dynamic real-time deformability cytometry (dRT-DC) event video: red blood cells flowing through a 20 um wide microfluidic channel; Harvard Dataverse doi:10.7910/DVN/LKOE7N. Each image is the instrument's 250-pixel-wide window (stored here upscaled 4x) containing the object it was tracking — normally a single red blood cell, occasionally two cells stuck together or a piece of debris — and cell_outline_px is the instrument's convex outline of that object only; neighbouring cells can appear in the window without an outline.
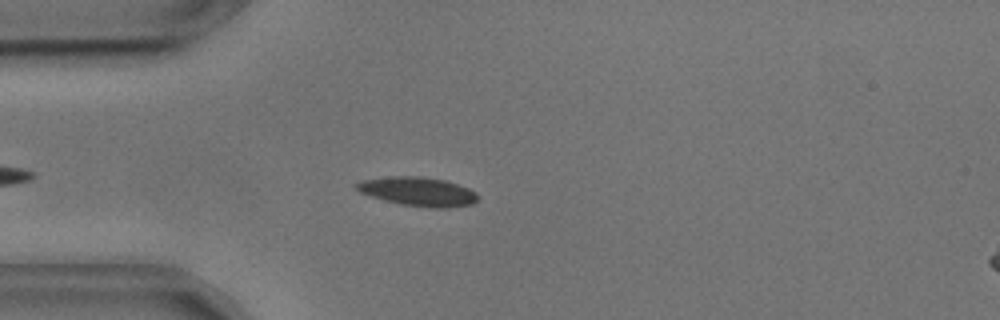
{"species": "common noctule bat (a hibernating species)", "species_latin": "Nyctalus noctula", "temperature_condition": "cold", "stored_images_in_passage": 24, "camera_frame_rate_fps": 3000, "um_per_image_px": 0.085, "animal": {"sex": "male", "body_mass_g": 17.9, "forearm_length_mm": 54.2}, "frame": {"image": 1, "passage_image": 2, "time_ms": 0.333, "image_size_px": [1000, 320], "cell_outline_px": [[476, 200], [472, 204], [448, 208], [432, 208], [400, 204], [384, 200], [360, 192], [352, 188], [352, 184], [360, 180], [392, 176], [420, 176], [444, 180], [468, 188], [476, 192]], "centroid_in_image_um": [35.46, 16.27], "position_along_channel_um": 49.5, "area_um2": 20.52}}
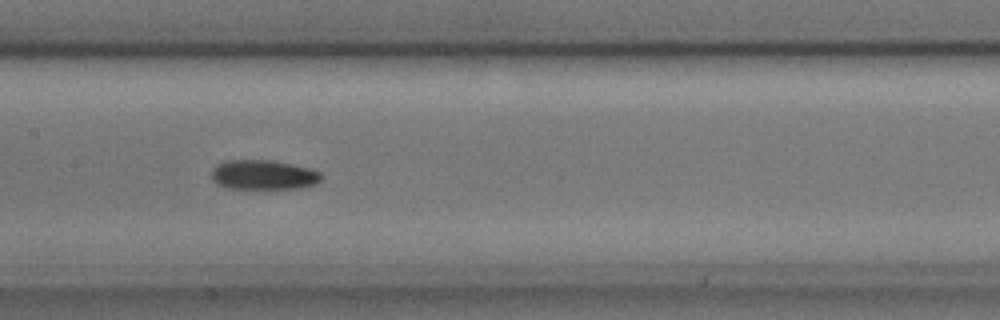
{"frame": {"image": 2, "passage_image": 14, "time_ms": 4.333, "image_size_px": [1000, 320], "cell_outline_px": [[324, 176], [316, 184], [300, 188], [228, 188], [216, 184], [212, 180], [212, 168], [216, 164], [224, 160], [272, 160], [312, 168], [320, 172]], "centroid_in_image_um": [22.4, 14.85], "position_along_channel_um": 185.0, "area_um2": 19.19}}
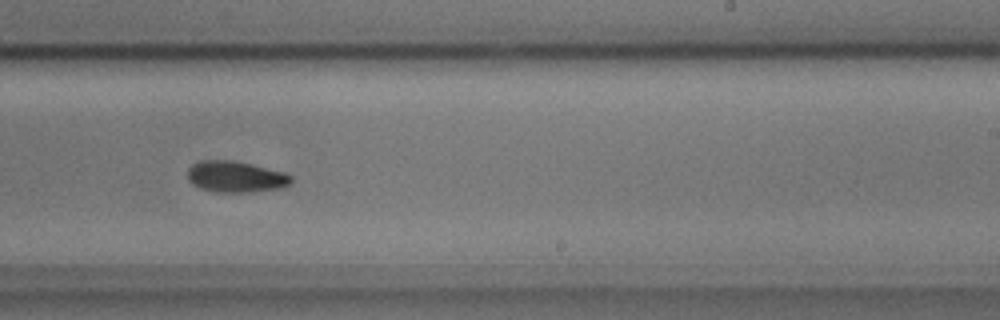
{"frame": {"image": 3, "passage_image": 21, "time_ms": 6.667, "image_size_px": [1000, 320], "cell_outline_px": [[292, 180], [284, 188], [252, 192], [216, 192], [200, 188], [192, 184], [188, 180], [188, 168], [192, 164], [200, 160], [232, 160], [252, 164], [284, 172], [292, 176]], "centroid_in_image_um": [20.03, 15.02], "position_along_channel_um": 269.0, "area_um2": 19.02}}